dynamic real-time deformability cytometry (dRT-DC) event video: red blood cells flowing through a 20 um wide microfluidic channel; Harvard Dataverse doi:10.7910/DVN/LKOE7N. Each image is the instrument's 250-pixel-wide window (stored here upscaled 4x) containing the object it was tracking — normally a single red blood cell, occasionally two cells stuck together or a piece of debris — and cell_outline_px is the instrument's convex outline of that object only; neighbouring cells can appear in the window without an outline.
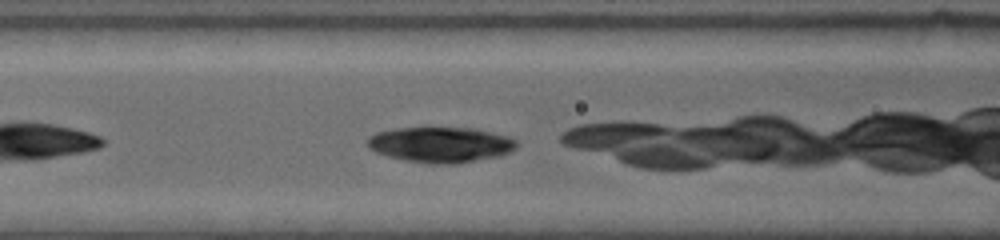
{"species": "common noctule bat (a hibernating species)", "species_latin": "Nyctalus noctula", "temperature_condition": "warm", "stored_images_in_passage": 16, "camera_frame_rate_fps": 5000, "um_per_image_px": 0.085, "animal": {"sex": "female", "body_mass_g": 19.0, "forearm_length_mm": 53.3}, "frame": {"image": 1, "passage_image": 7, "time_ms": 1.6, "image_size_px": [1000, 240], "cell_outline_px": [[520, 144], [516, 148], [508, 152], [496, 156], [456, 164], [432, 164], [404, 160], [388, 156], [376, 152], [368, 148], [368, 136], [376, 132], [392, 128], [472, 128], [508, 136], [516, 140]], "centroid_in_image_um": [37.43, 12.29], "position_along_channel_um": 129.2, "area_um2": 30.81}}
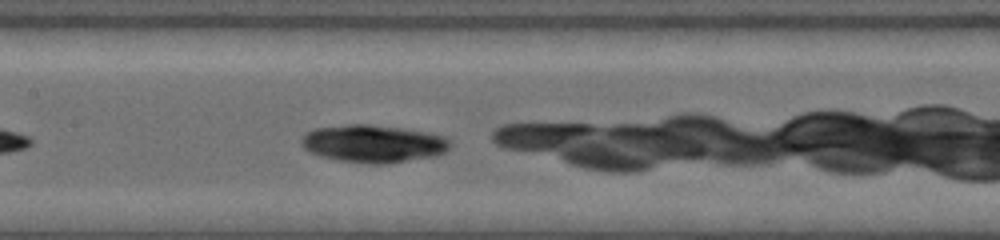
{"frame": {"image": 2, "passage_image": 12, "time_ms": 2.8, "image_size_px": [1000, 240], "cell_outline_px": [[452, 144], [444, 152], [436, 156], [388, 164], [364, 164], [340, 160], [320, 156], [308, 152], [300, 144], [300, 140], [308, 132], [316, 128], [348, 124], [364, 124], [400, 128], [424, 132], [444, 136]], "centroid_in_image_um": [31.71, 12.23], "position_along_channel_um": 175.7, "area_um2": 32.6}}
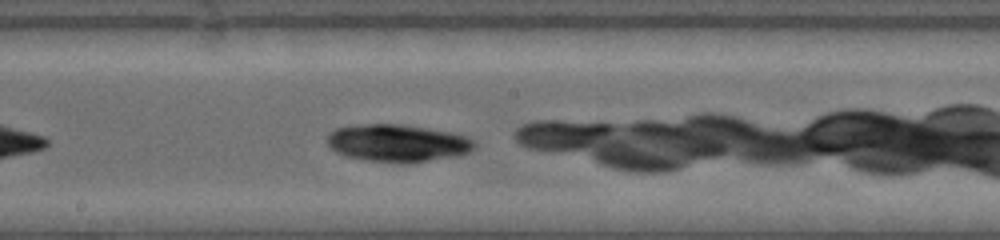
{"frame": {"image": 3, "passage_image": 16, "time_ms": 3.8, "image_size_px": [1000, 240], "cell_outline_px": [[476, 148], [468, 152], [452, 156], [408, 164], [400, 164], [368, 160], [348, 156], [336, 152], [324, 140], [328, 132], [336, 128], [364, 124], [400, 124], [452, 132], [464, 136], [472, 140], [476, 144]], "centroid_in_image_um": [33.76, 12.16], "position_along_channel_um": 214.4, "area_um2": 32.14}}